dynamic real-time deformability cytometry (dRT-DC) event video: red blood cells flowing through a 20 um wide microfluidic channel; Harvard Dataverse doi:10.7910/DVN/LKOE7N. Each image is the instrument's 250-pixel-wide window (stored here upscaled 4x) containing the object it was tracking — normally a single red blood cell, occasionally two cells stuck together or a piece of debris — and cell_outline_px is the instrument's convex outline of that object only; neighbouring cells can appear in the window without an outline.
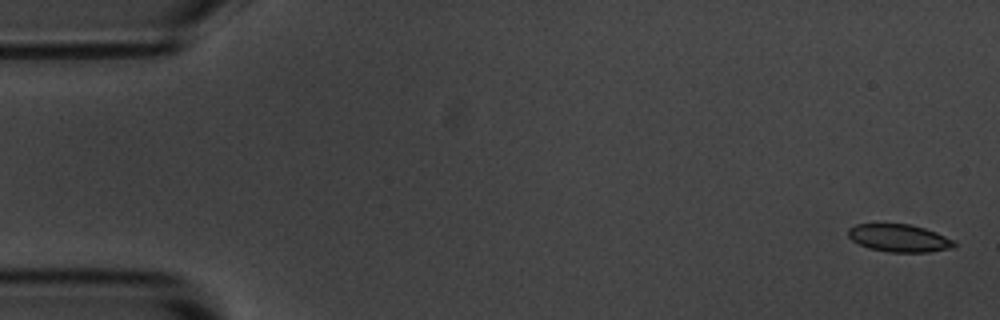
{"species": "common noctule bat (a hibernating species)", "species_latin": "Nyctalus noctula", "temperature_condition": "room temperature", "stored_images_in_passage": 5, "camera_frame_rate_fps": 3000, "um_per_image_px": 0.085, "animal": {"sex": "male", "body_mass_g": 20.1, "forearm_length_mm": 53.5}, "frame": {"image": 1, "passage_image": 1, "time_ms": 0.0, "image_size_px": [1000, 320], "cell_outline_px": [[956, 244], [952, 248], [928, 252], [888, 252], [868, 248], [852, 240], [848, 236], [848, 228], [856, 224], [908, 224], [924, 228], [936, 232], [956, 240]], "centroid_in_image_um": [76.44, 20.24], "position_along_channel_um": 8.6, "area_um2": 17.11}}
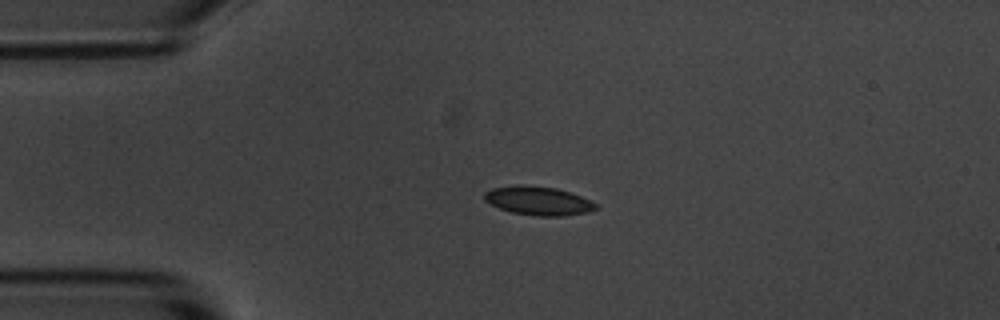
{"frame": {"image": 2, "passage_image": 4, "time_ms": 3.667, "image_size_px": [1000, 320], "cell_outline_px": [[600, 208], [588, 212], [564, 216], [536, 216], [512, 212], [500, 208], [484, 200], [484, 192], [492, 188], [520, 184], [556, 188], [580, 196], [596, 204]], "centroid_in_image_um": [45.75, 17.07], "position_along_channel_um": 39.2, "area_um2": 18.55}}